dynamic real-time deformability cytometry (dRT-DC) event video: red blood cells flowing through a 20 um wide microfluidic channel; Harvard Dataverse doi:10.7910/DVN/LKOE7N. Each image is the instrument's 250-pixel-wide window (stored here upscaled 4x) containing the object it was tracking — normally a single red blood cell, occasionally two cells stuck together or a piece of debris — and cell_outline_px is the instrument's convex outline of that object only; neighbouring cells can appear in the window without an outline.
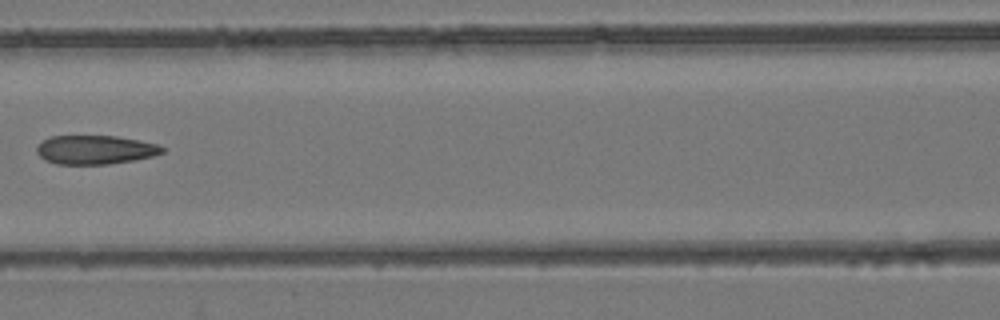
{"species": "common noctule bat (a hibernating species)", "species_latin": "Nyctalus noctula", "temperature_condition": "room temperature", "stored_images_in_passage": 6, "camera_frame_rate_fps": 3000, "um_per_image_px": 0.085, "animal": {"sex": "female", "body_mass_g": 24.6, "forearm_length_mm": 56.2}, "frame": {"image": 1, "passage_image": 5, "time_ms": 4.667, "image_size_px": [1000, 320], "cell_outline_px": [[164, 152], [152, 156], [132, 160], [108, 164], [56, 164], [44, 160], [36, 152], [36, 148], [44, 140], [52, 136], [116, 136], [156, 144], [164, 148]], "centroid_in_image_um": [8.06, 12.73], "position_along_channel_um": 158.5, "area_um2": 20.87}}
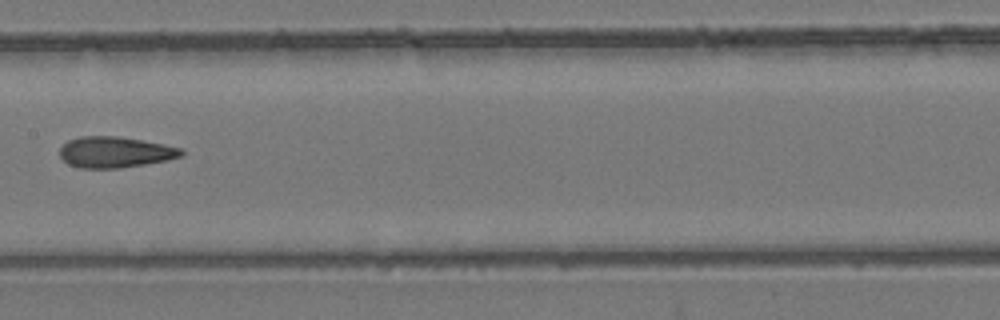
{"frame": {"image": 2, "passage_image": 6, "time_ms": 5.667, "image_size_px": [1000, 320], "cell_outline_px": [[184, 156], [168, 160], [120, 168], [80, 168], [68, 164], [60, 156], [60, 148], [68, 140], [80, 136], [116, 136], [140, 140], [180, 148], [184, 152]], "centroid_in_image_um": [9.76, 12.94], "position_along_channel_um": 197.6, "area_um2": 21.79}}